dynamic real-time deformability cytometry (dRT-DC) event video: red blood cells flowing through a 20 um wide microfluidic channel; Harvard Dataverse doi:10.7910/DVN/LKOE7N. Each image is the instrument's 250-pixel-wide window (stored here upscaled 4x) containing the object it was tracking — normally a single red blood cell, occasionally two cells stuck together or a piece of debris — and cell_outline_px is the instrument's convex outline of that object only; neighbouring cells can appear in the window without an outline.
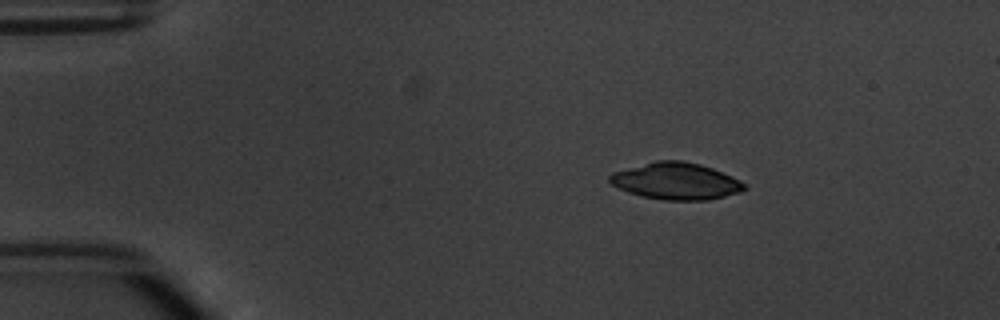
{"species": "common noctule bat (a hibernating species)", "species_latin": "Nyctalus noctula", "temperature_condition": "warm", "stored_images_in_passage": 4, "segment_of_instrument_passage": [1, 2], "camera_frame_rate_fps": 3000, "um_per_image_px": 0.085, "animal": {"sex": "male", "body_mass_g": 20.1, "forearm_length_mm": 53.5}, "frame": {"image": 1, "passage_image": 2, "time_ms": 1.333, "image_size_px": [1000, 320], "cell_outline_px": [[748, 188], [740, 192], [708, 200], [664, 200], [644, 196], [628, 192], [612, 184], [608, 180], [608, 176], [612, 172], [656, 160], [680, 160], [700, 164], [712, 168], [732, 176], [740, 180]], "centroid_in_image_um": [57.47, 15.39], "position_along_channel_um": 27.5, "area_um2": 28.78}}